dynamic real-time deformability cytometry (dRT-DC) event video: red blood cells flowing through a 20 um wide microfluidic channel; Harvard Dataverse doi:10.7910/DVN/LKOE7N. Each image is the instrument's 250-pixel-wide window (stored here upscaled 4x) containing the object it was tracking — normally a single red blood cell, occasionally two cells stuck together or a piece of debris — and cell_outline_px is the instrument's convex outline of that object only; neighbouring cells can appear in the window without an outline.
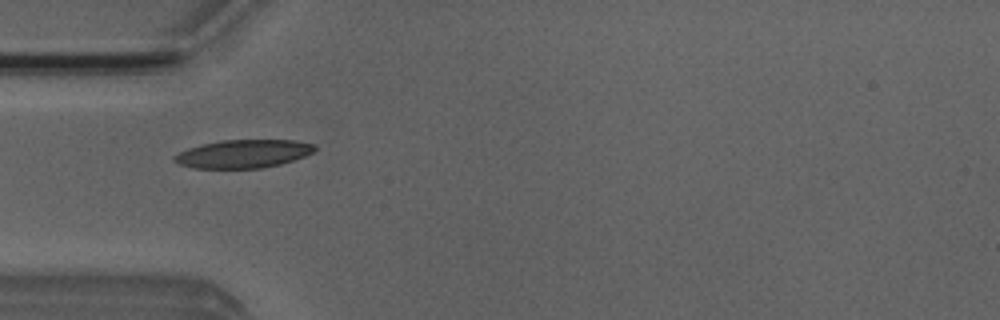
{"species": "Egyptian fruit bat (a non-hibernating species)", "species_latin": "Rousettus aegyptiacus", "temperature_condition": "room temperature", "stored_images_in_passage": 6, "camera_frame_rate_fps": 3000, "um_per_image_px": 0.085, "animal": {"sex": "male"}, "frame": {"image": 1, "passage_image": 3, "time_ms": 3.333, "image_size_px": [1000, 320], "cell_outline_px": [[316, 148], [312, 152], [304, 156], [280, 164], [260, 168], [192, 168], [180, 164], [172, 160], [172, 156], [188, 148], [200, 144], [220, 140], [296, 140], [316, 144]], "centroid_in_image_um": [20.65, 13.06], "position_along_channel_um": 64.3, "area_um2": 23.12}}